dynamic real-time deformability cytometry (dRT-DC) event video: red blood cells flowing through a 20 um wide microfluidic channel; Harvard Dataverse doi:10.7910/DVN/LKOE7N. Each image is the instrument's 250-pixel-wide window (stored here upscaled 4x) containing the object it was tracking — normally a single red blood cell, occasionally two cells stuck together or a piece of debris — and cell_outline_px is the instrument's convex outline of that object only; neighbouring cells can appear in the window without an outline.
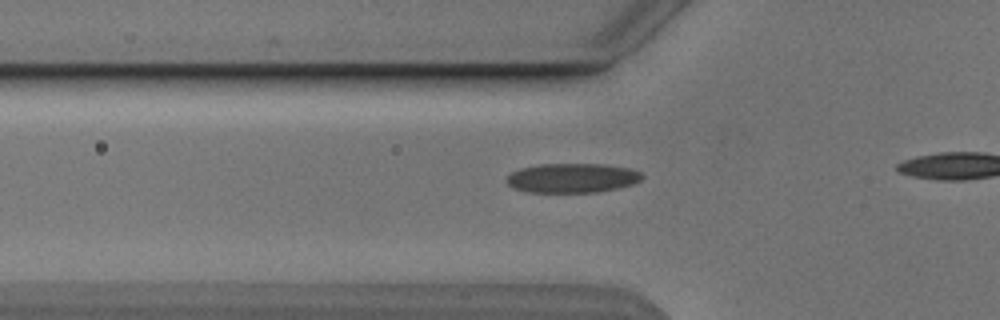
{"species": "Egyptian fruit bat (a non-hibernating species)", "species_latin": "Rousettus aegyptiacus", "temperature_condition": "cold", "stored_images_in_passage": 16, "camera_frame_rate_fps": 3000, "um_per_image_px": 0.085, "animal": {"sex": "male"}, "frame": {"image": 1, "passage_image": 7, "time_ms": 2.0, "image_size_px": [1000, 320], "cell_outline_px": [[644, 176], [640, 180], [632, 184], [616, 188], [596, 192], [528, 192], [512, 188], [504, 180], [512, 172], [520, 168], [540, 164], [604, 164], [628, 168], [640, 172]], "centroid_in_image_um": [48.6, 15.13], "position_along_channel_um": 77.2, "area_um2": 23.18}}
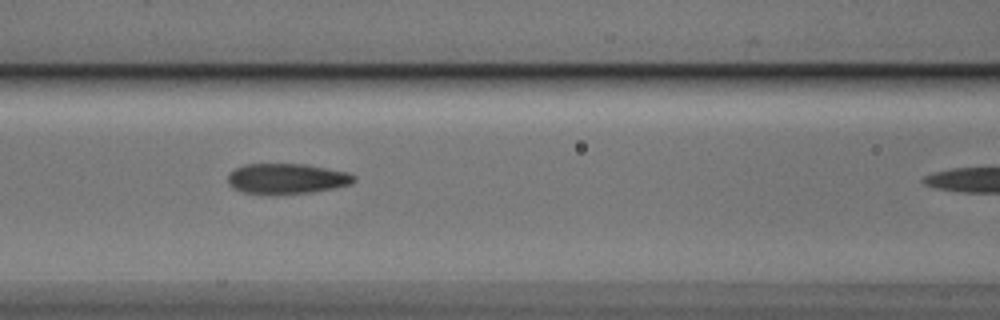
{"frame": {"image": 2, "passage_image": 12, "time_ms": 3.667, "image_size_px": [1000, 320], "cell_outline_px": [[356, 180], [352, 184], [336, 188], [312, 192], [272, 196], [244, 192], [232, 188], [228, 184], [228, 172], [244, 164], [304, 164], [348, 172], [356, 176]], "centroid_in_image_um": [24.36, 15.21], "position_along_channel_um": 142.2, "area_um2": 22.89}}